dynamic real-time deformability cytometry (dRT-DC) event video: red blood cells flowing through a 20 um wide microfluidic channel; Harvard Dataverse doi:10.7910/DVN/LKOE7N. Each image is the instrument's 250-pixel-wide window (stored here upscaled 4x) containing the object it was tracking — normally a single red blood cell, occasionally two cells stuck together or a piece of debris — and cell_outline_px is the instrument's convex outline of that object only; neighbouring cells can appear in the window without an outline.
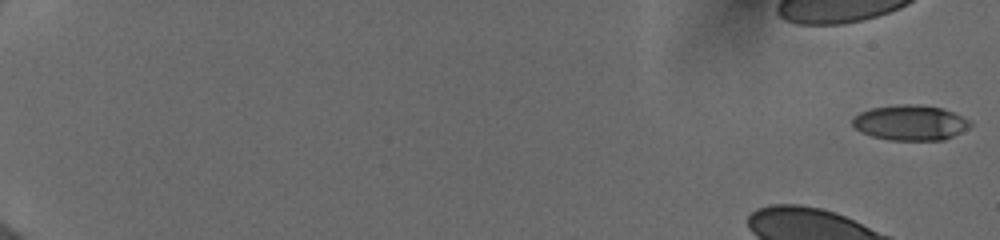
{"species": "human", "species_latin": "Homo sapiens", "temperature_condition": "cold", "stored_images_in_passage": 22, "camera_frame_rate_fps": 3000, "um_per_image_px": 0.085, "donor": {"sex": "female"}, "frame": {"image": 1, "passage_image": 1, "time_ms": 0.0, "image_size_px": [1000, 240], "cell_outline_px": [[972, 124], [968, 128], [944, 140], [888, 140], [872, 136], [860, 132], [852, 124], [852, 120], [860, 112], [872, 108], [904, 104], [908, 104], [940, 108], [952, 112], [968, 120]], "centroid_in_image_um": [77.34, 10.45], "position_along_channel_um": 7.7, "area_um2": 23.76}}